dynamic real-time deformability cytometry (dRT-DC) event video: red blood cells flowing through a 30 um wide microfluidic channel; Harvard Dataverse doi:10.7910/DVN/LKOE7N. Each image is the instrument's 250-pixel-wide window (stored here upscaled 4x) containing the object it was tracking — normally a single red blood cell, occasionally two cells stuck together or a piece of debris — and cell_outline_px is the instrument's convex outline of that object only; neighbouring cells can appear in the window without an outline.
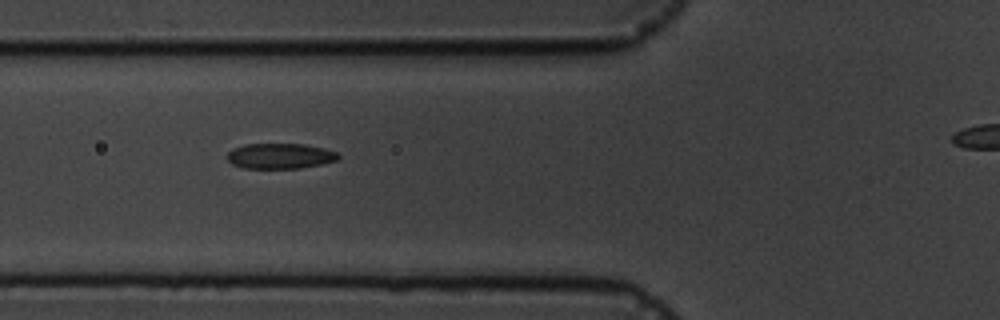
{"species": "common noctule bat (a hibernating species)", "species_latin": "Nyctalus noctula", "temperature_condition": "cold", "stored_images_in_passage": 6, "camera_frame_rate_fps": 3000, "um_per_image_px": 0.085, "animal": {"sex": "male", "body_mass_g": 19.5, "forearm_length_mm": 54.6}, "frame": {"image": 1, "passage_image": 6, "time_ms": 5.667, "image_size_px": [1000, 320], "cell_outline_px": [[340, 156], [336, 160], [320, 164], [300, 168], [244, 168], [232, 164], [224, 156], [232, 148], [244, 144], [304, 144], [324, 148], [336, 152]], "centroid_in_image_um": [23.75, 13.25], "position_along_channel_um": 102.1, "area_um2": 16.47}}